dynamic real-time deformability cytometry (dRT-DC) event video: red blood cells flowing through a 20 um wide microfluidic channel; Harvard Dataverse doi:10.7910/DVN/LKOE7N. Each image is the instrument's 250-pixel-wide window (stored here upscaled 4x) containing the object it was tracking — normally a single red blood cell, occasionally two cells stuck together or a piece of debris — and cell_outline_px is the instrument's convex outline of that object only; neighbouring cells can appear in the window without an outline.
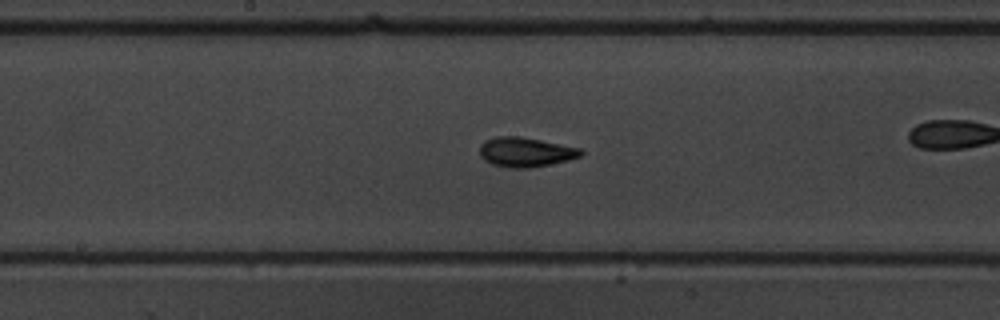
{"species": "common noctule bat (a hibernating species)", "species_latin": "Nyctalus noctula", "temperature_condition": "warm", "stored_images_in_passage": 42, "camera_frame_rate_fps": 3000, "um_per_image_px": 0.085, "animal": {"sex": "male", "body_mass_g": 19.5, "forearm_length_mm": 54.6}, "frame": {"image": 1, "passage_image": 24, "time_ms": 7.667, "image_size_px": [1000, 320], "cell_outline_px": [[584, 152], [580, 156], [568, 160], [528, 168], [512, 168], [492, 164], [484, 160], [480, 156], [480, 144], [484, 140], [496, 136], [520, 136], [580, 148]], "centroid_in_image_um": [44.63, 12.92], "position_along_channel_um": 203.6, "area_um2": 17.34}}
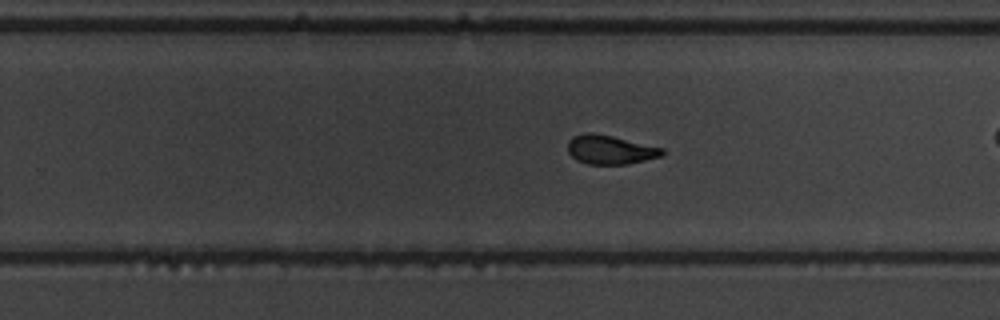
{"frame": {"image": 2, "passage_image": 30, "time_ms": 9.667, "image_size_px": [1000, 320], "cell_outline_px": [[664, 156], [628, 164], [588, 164], [576, 160], [568, 152], [568, 140], [572, 136], [584, 132], [592, 132], [612, 136], [664, 148]], "centroid_in_image_um": [51.86, 12.72], "position_along_channel_um": 277.9, "area_um2": 16.13}}